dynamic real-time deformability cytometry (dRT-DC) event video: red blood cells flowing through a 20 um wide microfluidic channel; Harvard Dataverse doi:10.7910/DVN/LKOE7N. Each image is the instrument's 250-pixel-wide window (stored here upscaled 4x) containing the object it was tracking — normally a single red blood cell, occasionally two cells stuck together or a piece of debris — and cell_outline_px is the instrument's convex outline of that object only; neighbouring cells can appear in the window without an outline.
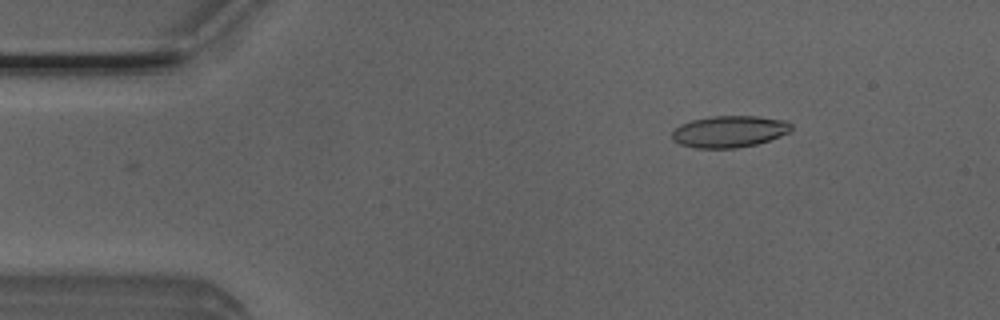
{"species": "Egyptian fruit bat (a non-hibernating species)", "species_latin": "Rousettus aegyptiacus", "temperature_condition": "room temperature", "stored_images_in_passage": 37, "camera_frame_rate_fps": 3000, "um_per_image_px": 0.085, "animal": {"sex": "male"}, "frame": {"image": 1, "passage_image": 5, "time_ms": 1.333, "image_size_px": [1000, 320], "cell_outline_px": [[792, 132], [756, 144], [736, 148], [696, 148], [680, 144], [672, 140], [672, 132], [680, 124], [692, 120], [712, 116], [756, 116], [788, 120], [792, 124]], "centroid_in_image_um": [62.02, 11.17], "position_along_channel_um": 23.0, "area_um2": 22.14}}
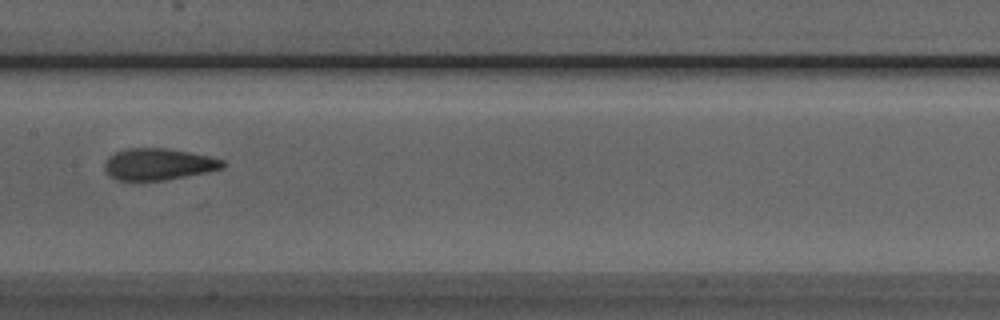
{"frame": {"image": 2, "passage_image": 23, "time_ms": 7.333, "image_size_px": [1000, 320], "cell_outline_px": [[228, 164], [224, 168], [208, 172], [164, 180], [116, 180], [108, 176], [104, 168], [104, 160], [108, 156], [116, 152], [128, 148], [164, 148], [212, 156], [224, 160]], "centroid_in_image_um": [13.48, 13.96], "position_along_channel_um": 193.9, "area_um2": 22.02}}
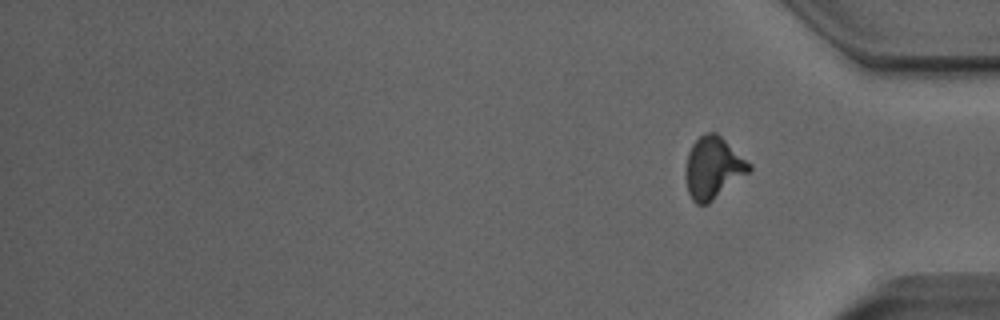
{"frame": {"image": 3, "passage_image": 37, "time_ms": 12.0, "image_size_px": [1000, 320], "cell_outline_px": [[752, 168], [748, 172], [708, 204], [696, 204], [692, 200], [688, 192], [688, 152], [692, 144], [704, 132], [716, 132], [752, 164]], "centroid_in_image_um": [60.64, 14.24], "position_along_channel_um": 374.6, "area_um2": 22.25}, "authors_computed_cell_mechanics": {"area_um2": 21.8484, "velocity_mm_per_s": 4.0015, "shape_relaxation_time_tau1_ms": 8.717, "shape_relaxation_time_tau2_ms": 1.8758, "deformation_change_tau1": 0.2366, "deformation_change_tau2": 0.0875}}